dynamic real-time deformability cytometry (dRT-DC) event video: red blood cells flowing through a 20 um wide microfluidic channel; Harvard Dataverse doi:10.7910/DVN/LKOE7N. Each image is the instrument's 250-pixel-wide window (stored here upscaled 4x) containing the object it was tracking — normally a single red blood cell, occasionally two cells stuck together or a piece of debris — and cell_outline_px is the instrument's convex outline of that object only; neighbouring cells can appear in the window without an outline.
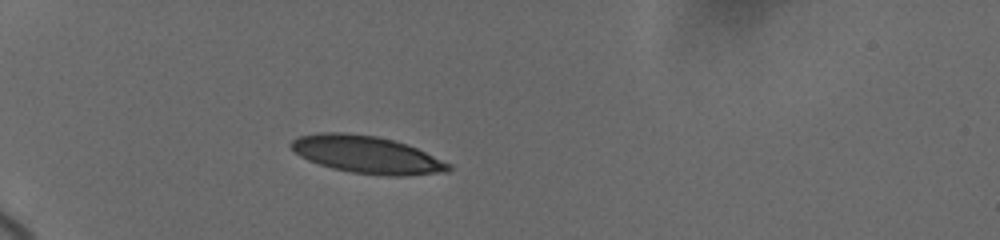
{"species": "human", "species_latin": "Homo sapiens", "temperature_condition": "cold", "stored_images_in_passage": 5, "camera_frame_rate_fps": 3000, "um_per_image_px": 0.085, "donor": {"sex": "female"}, "frame": {"image": 1, "passage_image": 1, "time_ms": 0.0, "image_size_px": [1000, 240], "cell_outline_px": [[452, 168], [448, 172], [404, 176], [388, 176], [352, 172], [332, 168], [308, 160], [300, 156], [288, 144], [292, 140], [300, 136], [320, 132], [344, 132], [376, 136], [408, 144], [452, 164]], "centroid_in_image_um": [31.21, 13.14], "position_along_channel_um": 53.8, "area_um2": 34.33}}
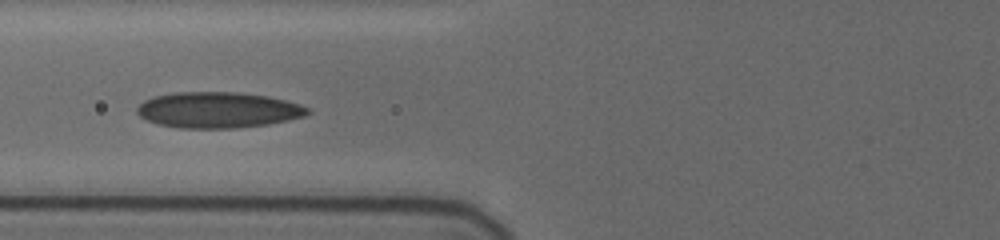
{"frame": {"image": 2, "passage_image": 4, "time_ms": 2.333, "image_size_px": [1000, 240], "cell_outline_px": [[312, 112], [304, 116], [288, 120], [268, 124], [236, 128], [180, 128], [160, 124], [148, 120], [140, 116], [136, 112], [136, 108], [144, 100], [156, 96], [172, 92], [240, 92], [268, 96], [300, 104], [312, 108]], "centroid_in_image_um": [18.57, 9.34], "position_along_channel_um": 107.2, "area_um2": 35.78}}